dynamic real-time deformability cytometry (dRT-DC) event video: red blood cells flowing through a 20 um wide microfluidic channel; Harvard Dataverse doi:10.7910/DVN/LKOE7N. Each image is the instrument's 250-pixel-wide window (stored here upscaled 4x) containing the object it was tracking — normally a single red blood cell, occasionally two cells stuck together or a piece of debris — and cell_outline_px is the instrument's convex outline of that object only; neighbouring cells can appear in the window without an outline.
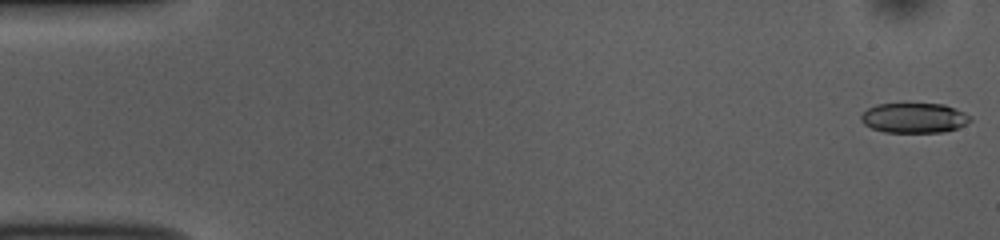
{"species": "common noctule bat (a hibernating species)", "species_latin": "Nyctalus noctula", "temperature_condition": "room temperature", "stored_images_in_passage": 52, "camera_frame_rate_fps": 3000, "um_per_image_px": 0.085, "animal": {"sex": "female", "body_mass_g": 10.0, "forearm_length_mm": 53.1}, "frame": {"image": 1, "passage_image": 1, "time_ms": 0.0, "image_size_px": [1000, 240], "cell_outline_px": [[972, 120], [956, 128], [944, 132], [884, 132], [872, 128], [864, 124], [860, 120], [860, 116], [868, 108], [876, 104], [904, 100], [944, 104], [964, 112], [972, 116]], "centroid_in_image_um": [77.67, 9.96], "position_along_channel_um": 7.3, "area_um2": 20.0}}
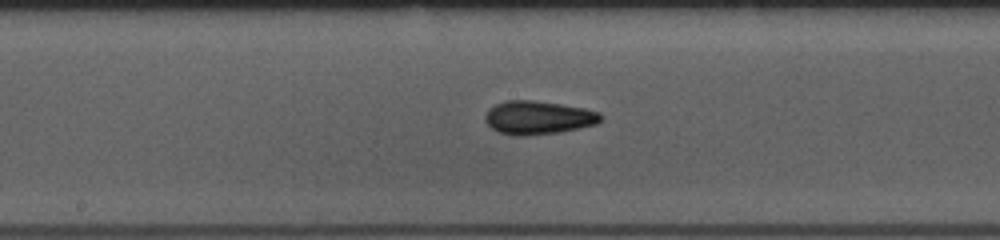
{"frame": {"image": 2, "passage_image": 27, "time_ms": 8.667, "image_size_px": [1000, 240], "cell_outline_px": [[604, 116], [596, 124], [580, 128], [560, 132], [524, 136], [516, 136], [500, 132], [492, 128], [484, 120], [484, 116], [496, 104], [504, 100], [532, 100], [560, 104], [584, 108], [600, 112]], "centroid_in_image_um": [45.77, 10.0], "position_along_channel_um": 202.4, "area_um2": 22.48}}
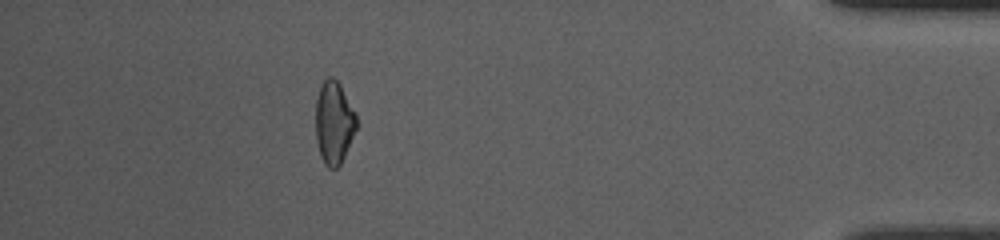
{"frame": {"image": 3, "passage_image": 47, "time_ms": 15.333, "image_size_px": [1000, 240], "cell_outline_px": [[356, 128], [344, 156], [340, 164], [336, 168], [328, 168], [324, 164], [320, 156], [316, 140], [316, 100], [320, 84], [328, 76], [332, 76], [340, 84], [356, 112]], "centroid_in_image_um": [28.37, 10.4], "position_along_channel_um": 406.8, "area_um2": 19.71}, "authors_computed_cell_mechanics": {"area_um2": 20.7502, "velocity_mm_per_s": 3.8169, "shape_relaxation_time_tau1_ms": 3.3676, "shape_relaxation_time_tau2_ms": 2.8315, "deformation_change_tau1": 0.1076, "deformation_change_tau2": 0.0943}}